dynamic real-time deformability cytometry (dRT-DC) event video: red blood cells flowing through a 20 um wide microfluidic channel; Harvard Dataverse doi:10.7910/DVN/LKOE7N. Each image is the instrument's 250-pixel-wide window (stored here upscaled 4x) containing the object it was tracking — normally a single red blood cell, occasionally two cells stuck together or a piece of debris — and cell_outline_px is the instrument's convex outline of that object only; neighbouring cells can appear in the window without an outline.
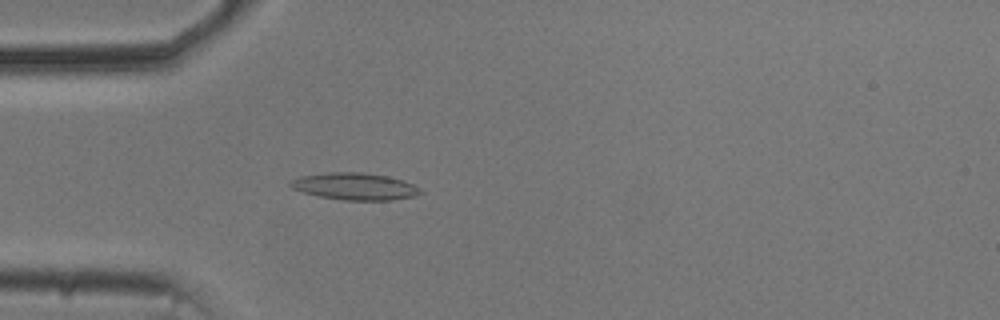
{"species": "common noctule bat (a hibernating species)", "species_latin": "Nyctalus noctula", "temperature_condition": "cold", "stored_images_in_passage": 26, "camera_frame_rate_fps": 3000, "um_per_image_px": 0.085, "animal": {"sex": "male", "body_mass_g": 20.5, "forearm_length_mm": 52.5}, "frame": {"image": 1, "passage_image": 12, "time_ms": 3.667, "image_size_px": [1000, 320], "cell_outline_px": [[424, 192], [416, 196], [392, 200], [344, 200], [320, 196], [304, 192], [292, 188], [288, 184], [292, 180], [300, 176], [328, 172], [360, 172], [388, 176], [404, 180], [412, 184]], "centroid_in_image_um": [30.19, 15.84], "position_along_channel_um": 54.8, "area_um2": 20.4}}
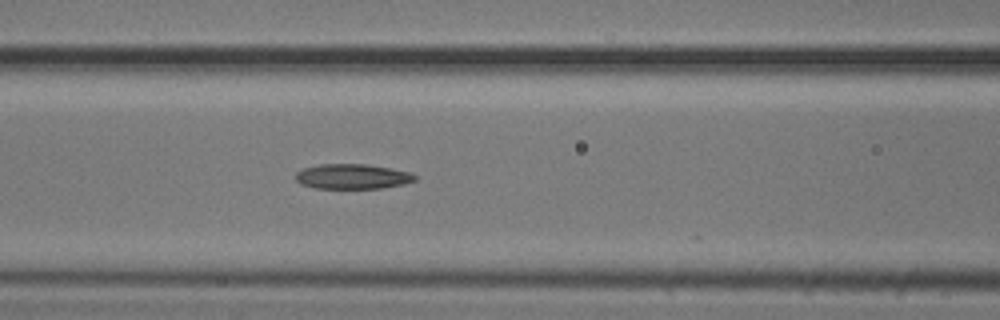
{"frame": {"image": 2, "passage_image": 19, "time_ms": 6.0, "image_size_px": [1000, 320], "cell_outline_px": [[416, 180], [404, 184], [380, 188], [316, 188], [300, 184], [296, 180], [296, 172], [304, 168], [320, 164], [368, 164], [392, 168], [408, 172], [416, 176]], "centroid_in_image_um": [29.95, 14.99], "position_along_channel_um": 136.7, "area_um2": 17.34}}
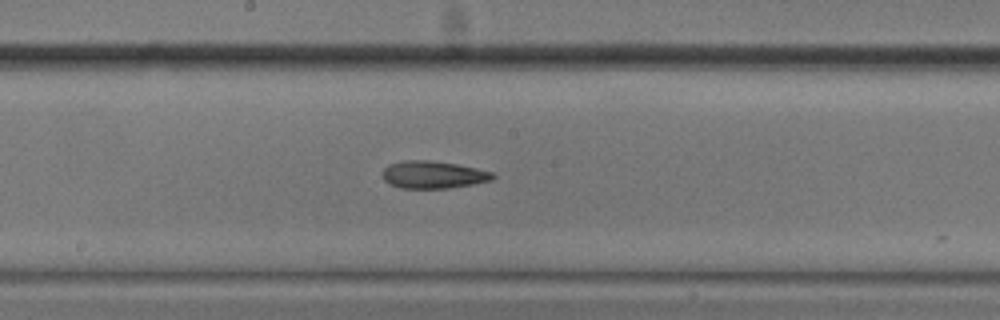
{"frame": {"image": 3, "passage_image": 25, "time_ms": 8.0, "image_size_px": [1000, 320], "cell_outline_px": [[496, 176], [492, 180], [472, 184], [448, 188], [400, 188], [388, 184], [384, 180], [384, 168], [388, 164], [404, 160], [428, 160], [456, 164], [476, 168], [492, 172]], "centroid_in_image_um": [36.81, 14.85], "position_along_channel_um": 211.4, "area_um2": 17.57}}